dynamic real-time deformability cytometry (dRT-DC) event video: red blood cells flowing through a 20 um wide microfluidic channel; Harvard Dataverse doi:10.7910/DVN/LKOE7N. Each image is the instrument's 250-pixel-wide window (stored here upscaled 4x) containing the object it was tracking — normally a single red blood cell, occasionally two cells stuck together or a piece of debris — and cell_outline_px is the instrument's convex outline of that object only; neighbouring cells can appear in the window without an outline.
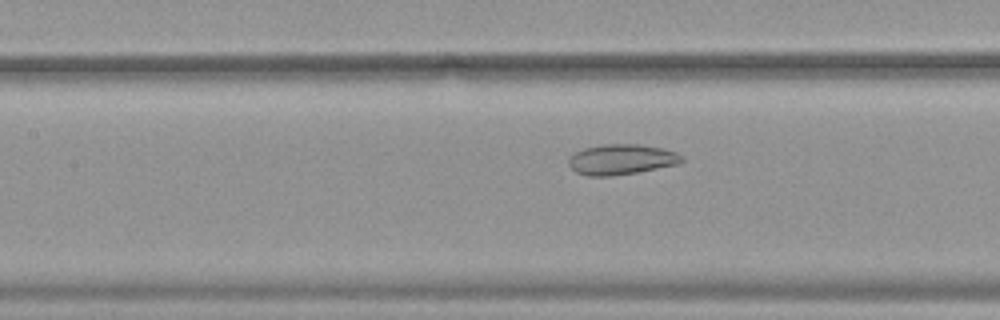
{"species": "common noctule bat (a hibernating species)", "species_latin": "Nyctalus noctula", "temperature_condition": "warm", "stored_images_in_passage": 55, "camera_frame_rate_fps": 3000, "um_per_image_px": 0.085, "animal": {"sex": "female", "body_mass_g": 19.9}, "frame": {"image": 1, "passage_image": 26, "time_ms": 8.333, "image_size_px": [1000, 320], "cell_outline_px": [[684, 160], [676, 164], [636, 172], [612, 176], [588, 176], [576, 172], [568, 164], [568, 156], [584, 148], [604, 144], [640, 144], [664, 148], [676, 152], [684, 156]], "centroid_in_image_um": [52.8, 13.54], "position_along_channel_um": 154.6, "area_um2": 20.06}}
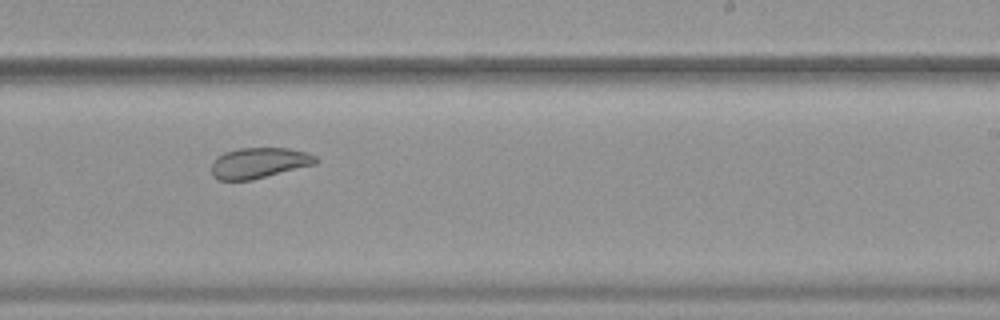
{"frame": {"image": 2, "passage_image": 35, "time_ms": 11.333, "image_size_px": [1000, 320], "cell_outline_px": [[320, 160], [316, 164], [252, 180], [220, 180], [212, 176], [212, 164], [216, 156], [224, 152], [240, 148], [288, 148], [308, 152], [316, 156]], "centroid_in_image_um": [22.04, 13.84], "position_along_channel_um": 267.0, "area_um2": 18.79}}
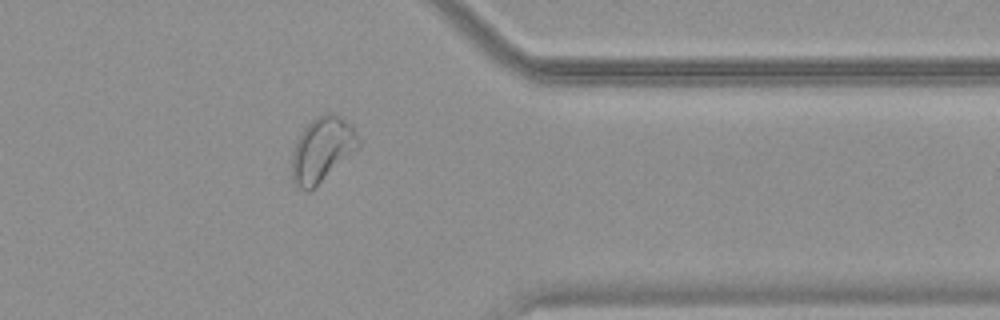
{"frame": {"image": 3, "passage_image": 45, "time_ms": 14.667, "image_size_px": [1000, 320], "cell_outline_px": [[360, 144], [356, 148], [308, 192], [300, 188], [296, 184], [292, 176], [292, 152], [296, 140], [304, 128], [316, 116], [328, 112], [332, 112], [344, 120], [356, 132], [360, 140]], "centroid_in_image_um": [27.33, 12.67], "position_along_channel_um": 384.1, "area_um2": 24.16}, "authors_computed_cell_mechanics": {"area_um2": 25.9522, "velocity_mm_per_s": 3.778, "shape_relaxation_time_tau1_ms": null, "shape_relaxation_time_tau2_ms": 2.1094, "deformation_change_tau1": null, "deformation_change_tau2": 0.0781}}